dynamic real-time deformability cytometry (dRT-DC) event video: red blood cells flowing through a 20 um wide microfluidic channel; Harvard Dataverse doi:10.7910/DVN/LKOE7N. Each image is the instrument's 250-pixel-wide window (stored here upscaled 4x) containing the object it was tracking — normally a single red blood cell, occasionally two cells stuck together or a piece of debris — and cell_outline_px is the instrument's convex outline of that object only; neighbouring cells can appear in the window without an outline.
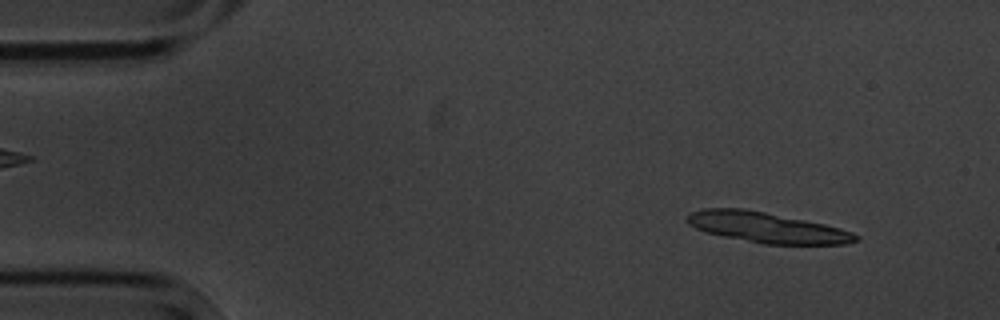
{"species": "common noctule bat (a hibernating species)", "species_latin": "Nyctalus noctula", "temperature_condition": "cold", "stored_images_in_passage": 3, "camera_frame_rate_fps": 3000, "um_per_image_px": 0.085, "animal": {"sex": "male", "body_mass_g": 20.1, "forearm_length_mm": 53.5}, "frame": {"image": 1, "passage_image": 3, "time_ms": 3.0, "image_size_px": [1000, 320], "cell_outline_px": [[860, 240], [844, 244], [764, 244], [704, 232], [688, 224], [684, 220], [692, 212], [704, 208], [744, 208], [824, 224], [840, 228], [852, 232], [860, 236]], "centroid_in_image_um": [65.17, 19.34], "position_along_channel_um": 19.8, "area_um2": 29.71}}